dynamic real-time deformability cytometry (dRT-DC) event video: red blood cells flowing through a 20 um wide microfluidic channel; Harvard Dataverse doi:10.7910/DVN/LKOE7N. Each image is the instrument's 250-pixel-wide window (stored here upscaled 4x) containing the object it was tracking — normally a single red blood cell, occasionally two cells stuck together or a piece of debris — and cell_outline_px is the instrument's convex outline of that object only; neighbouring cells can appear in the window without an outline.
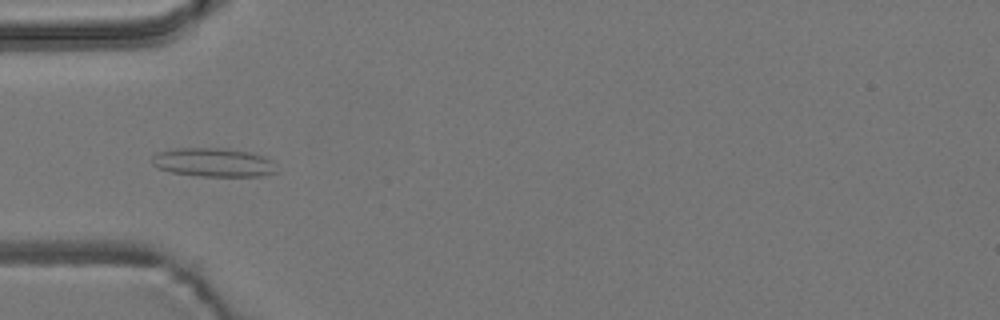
{"species": "common noctule bat (a hibernating species)", "species_latin": "Nyctalus noctula", "temperature_condition": "room temperature", "stored_images_in_passage": 5, "camera_frame_rate_fps": 3000, "um_per_image_px": 0.085, "animal": {"sex": "male", "body_mass_g": 19.2, "forearm_length_mm": 51.8}, "frame": {"image": 1, "passage_image": 3, "time_ms": 2.333, "image_size_px": [1000, 320], "cell_outline_px": [[276, 172], [260, 176], [200, 176], [172, 172], [156, 168], [152, 164], [152, 156], [156, 152], [176, 148], [224, 148], [252, 152], [264, 156], [272, 160]], "centroid_in_image_um": [18.11, 13.79], "position_along_channel_um": 66.9, "area_um2": 20.98}}
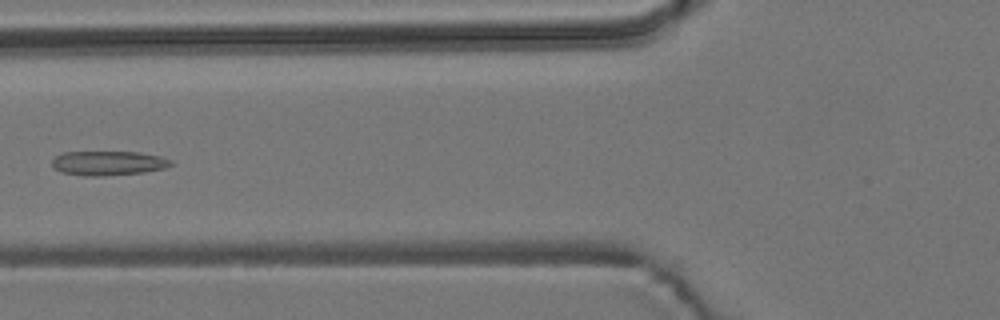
{"frame": {"image": 2, "passage_image": 4, "time_ms": 3.667, "image_size_px": [1000, 320], "cell_outline_px": [[172, 164], [164, 168], [144, 172], [104, 176], [84, 176], [60, 172], [52, 168], [52, 160], [56, 156], [64, 152], [140, 152], [160, 156], [172, 160]], "centroid_in_image_um": [9.17, 13.87], "position_along_channel_um": 116.6, "area_um2": 16.99}}
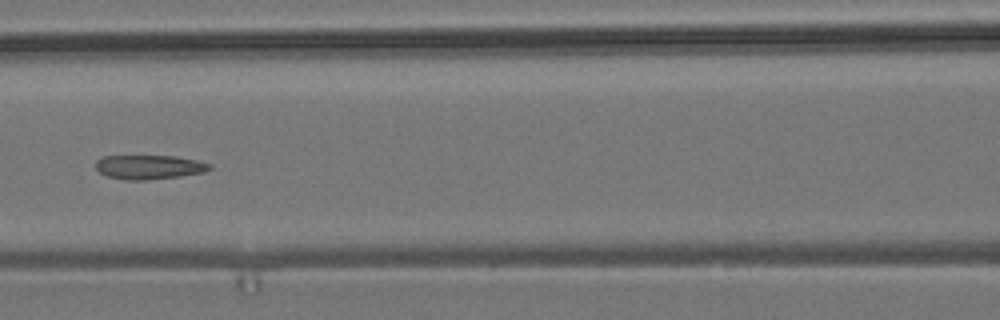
{"frame": {"image": 3, "passage_image": 5, "time_ms": 4.667, "image_size_px": [1000, 320], "cell_outline_px": [[212, 168], [204, 172], [180, 176], [144, 180], [124, 180], [108, 176], [100, 172], [96, 168], [96, 160], [104, 156], [176, 156], [196, 160], [212, 164]], "centroid_in_image_um": [12.69, 14.2], "position_along_channel_um": 153.9, "area_um2": 16.01}}